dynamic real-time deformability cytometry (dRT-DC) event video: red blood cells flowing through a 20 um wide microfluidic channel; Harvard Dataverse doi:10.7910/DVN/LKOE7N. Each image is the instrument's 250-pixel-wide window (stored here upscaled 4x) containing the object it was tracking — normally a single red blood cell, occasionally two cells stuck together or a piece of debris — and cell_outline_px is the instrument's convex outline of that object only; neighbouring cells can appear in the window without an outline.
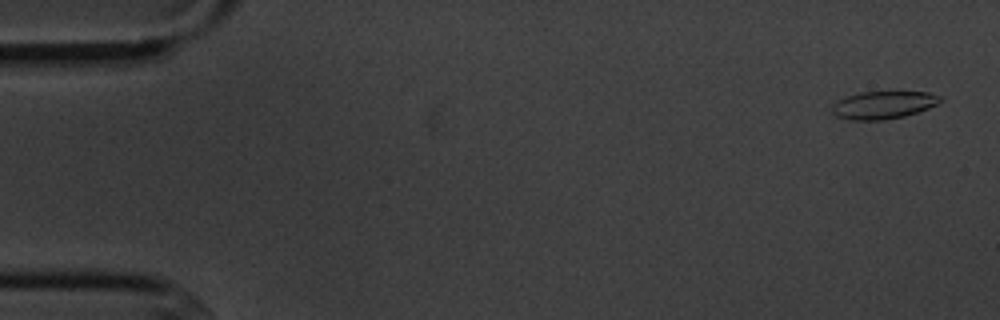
{"species": "common noctule bat (a hibernating species)", "species_latin": "Nyctalus noctula", "temperature_condition": "cold", "stored_images_in_passage": 5, "camera_frame_rate_fps": 3000, "um_per_image_px": 0.085, "animal": {"sex": "male", "body_mass_g": 20.1, "forearm_length_mm": 53.5}, "frame": {"image": 1, "passage_image": 1, "time_ms": 0.0, "image_size_px": [1000, 320], "cell_outline_px": [[940, 100], [936, 104], [928, 108], [904, 116], [884, 120], [852, 120], [836, 116], [832, 112], [832, 104], [848, 96], [860, 92], [928, 92], [940, 96]], "centroid_in_image_um": [75.05, 8.93], "position_along_channel_um": 9.9, "area_um2": 17.17}}